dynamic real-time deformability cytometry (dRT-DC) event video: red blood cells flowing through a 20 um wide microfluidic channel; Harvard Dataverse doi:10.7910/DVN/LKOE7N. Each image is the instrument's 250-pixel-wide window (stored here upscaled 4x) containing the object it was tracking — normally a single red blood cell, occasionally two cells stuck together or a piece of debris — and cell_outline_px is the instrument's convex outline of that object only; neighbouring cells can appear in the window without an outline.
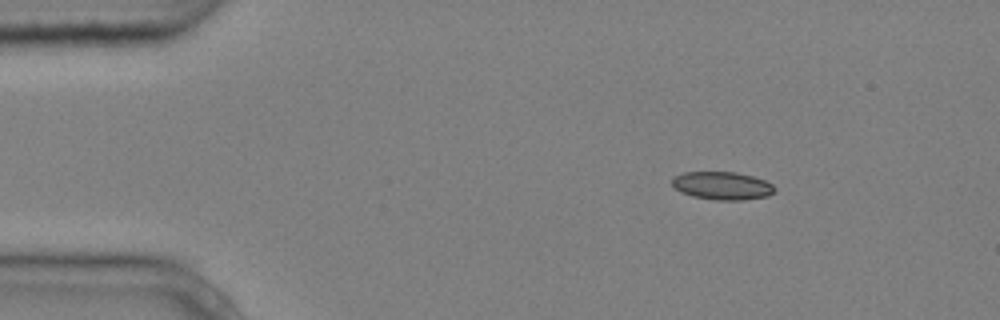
{"species": "common noctule bat (a hibernating species)", "species_latin": "Nyctalus noctula", "temperature_condition": "cold", "stored_images_in_passage": 4, "camera_frame_rate_fps": 3000, "um_per_image_px": 0.085, "animal": {"sex": "male", "body_mass_g": 20.4}, "frame": {"image": 1, "passage_image": 2, "time_ms": 0.333, "image_size_px": [1000, 320], "cell_outline_px": [[776, 188], [768, 196], [744, 200], [716, 200], [692, 196], [680, 192], [672, 184], [672, 180], [676, 176], [684, 172], [736, 172], [752, 176], [764, 180], [772, 184]], "centroid_in_image_um": [61.4, 15.79], "position_along_channel_um": 23.6, "area_um2": 16.65}}